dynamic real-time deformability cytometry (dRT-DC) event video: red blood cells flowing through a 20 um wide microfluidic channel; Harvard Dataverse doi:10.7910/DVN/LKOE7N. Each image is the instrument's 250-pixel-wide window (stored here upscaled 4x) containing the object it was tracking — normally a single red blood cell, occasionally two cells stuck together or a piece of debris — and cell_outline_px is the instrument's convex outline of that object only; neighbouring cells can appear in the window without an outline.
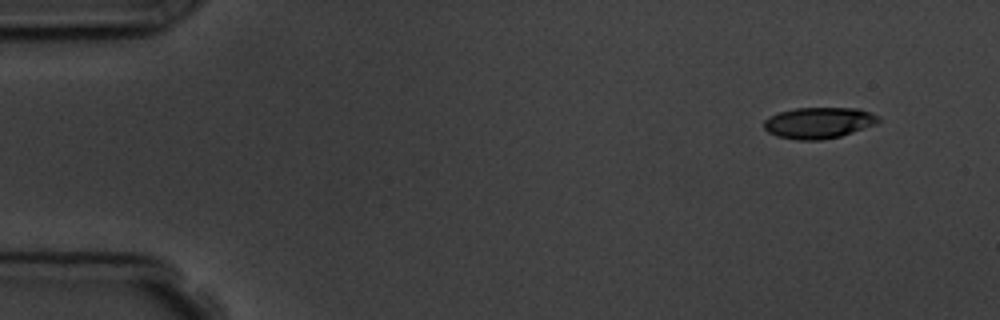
{"species": "common noctule bat (a hibernating species)", "species_latin": "Nyctalus noctula", "temperature_condition": "room temperature", "stored_images_in_passage": 6, "camera_frame_rate_fps": 3000, "um_per_image_px": 0.085, "animal": {"sex": "male", "body_mass_g": 19.5, "forearm_length_mm": 54.6}, "frame": {"image": 1, "passage_image": 1, "time_ms": 0.0, "image_size_px": [1000, 320], "cell_outline_px": [[880, 120], [872, 124], [852, 132], [840, 136], [820, 140], [796, 140], [776, 136], [768, 132], [764, 128], [764, 120], [768, 116], [780, 112], [796, 108], [860, 108], [880, 116]], "centroid_in_image_um": [69.55, 10.43], "position_along_channel_um": 15.5, "area_um2": 20.69}}
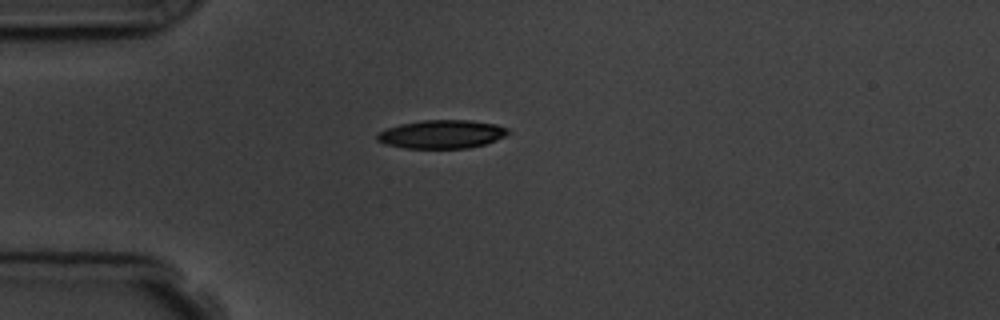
{"frame": {"image": 2, "passage_image": 3, "time_ms": 3.333, "image_size_px": [1000, 320], "cell_outline_px": [[512, 132], [504, 136], [484, 144], [468, 148], [404, 148], [384, 144], [376, 140], [376, 136], [380, 132], [388, 128], [400, 124], [424, 120], [472, 120], [496, 124], [508, 128]], "centroid_in_image_um": [37.56, 11.4], "position_along_channel_um": 47.4, "area_um2": 21.68}}